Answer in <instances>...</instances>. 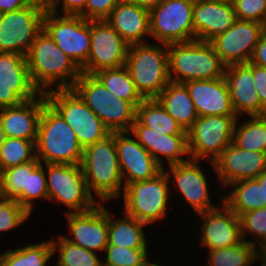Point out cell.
Returning a JSON list of instances; mask_svg holds the SVG:
<instances>
[{
  "instance_id": "1",
  "label": "cell",
  "mask_w": 266,
  "mask_h": 266,
  "mask_svg": "<svg viewBox=\"0 0 266 266\" xmlns=\"http://www.w3.org/2000/svg\"><path fill=\"white\" fill-rule=\"evenodd\" d=\"M26 61L31 81L40 93L73 88L82 73L44 29L34 40Z\"/></svg>"
},
{
  "instance_id": "2",
  "label": "cell",
  "mask_w": 266,
  "mask_h": 266,
  "mask_svg": "<svg viewBox=\"0 0 266 266\" xmlns=\"http://www.w3.org/2000/svg\"><path fill=\"white\" fill-rule=\"evenodd\" d=\"M81 167L90 194L93 196L94 191L101 203L114 200L121 196L122 191L124 192L115 132L104 140L84 148Z\"/></svg>"
},
{
  "instance_id": "3",
  "label": "cell",
  "mask_w": 266,
  "mask_h": 266,
  "mask_svg": "<svg viewBox=\"0 0 266 266\" xmlns=\"http://www.w3.org/2000/svg\"><path fill=\"white\" fill-rule=\"evenodd\" d=\"M83 150L76 133L47 102L38 124L36 158L45 164L76 165L82 162Z\"/></svg>"
},
{
  "instance_id": "4",
  "label": "cell",
  "mask_w": 266,
  "mask_h": 266,
  "mask_svg": "<svg viewBox=\"0 0 266 266\" xmlns=\"http://www.w3.org/2000/svg\"><path fill=\"white\" fill-rule=\"evenodd\" d=\"M169 76L172 82L211 80L224 77L226 66L206 41L167 45Z\"/></svg>"
},
{
  "instance_id": "5",
  "label": "cell",
  "mask_w": 266,
  "mask_h": 266,
  "mask_svg": "<svg viewBox=\"0 0 266 266\" xmlns=\"http://www.w3.org/2000/svg\"><path fill=\"white\" fill-rule=\"evenodd\" d=\"M125 67L143 99H156L171 81L166 44L129 45Z\"/></svg>"
},
{
  "instance_id": "6",
  "label": "cell",
  "mask_w": 266,
  "mask_h": 266,
  "mask_svg": "<svg viewBox=\"0 0 266 266\" xmlns=\"http://www.w3.org/2000/svg\"><path fill=\"white\" fill-rule=\"evenodd\" d=\"M73 89L111 132H128L136 120L137 107L118 98L94 75L81 73Z\"/></svg>"
},
{
  "instance_id": "7",
  "label": "cell",
  "mask_w": 266,
  "mask_h": 266,
  "mask_svg": "<svg viewBox=\"0 0 266 266\" xmlns=\"http://www.w3.org/2000/svg\"><path fill=\"white\" fill-rule=\"evenodd\" d=\"M45 96L47 102L76 133L83 149L111 135L112 132L73 88L53 89L46 92Z\"/></svg>"
},
{
  "instance_id": "8",
  "label": "cell",
  "mask_w": 266,
  "mask_h": 266,
  "mask_svg": "<svg viewBox=\"0 0 266 266\" xmlns=\"http://www.w3.org/2000/svg\"><path fill=\"white\" fill-rule=\"evenodd\" d=\"M169 179L163 169L152 179L128 184L123 192L124 213L147 225L165 218L172 189Z\"/></svg>"
},
{
  "instance_id": "9",
  "label": "cell",
  "mask_w": 266,
  "mask_h": 266,
  "mask_svg": "<svg viewBox=\"0 0 266 266\" xmlns=\"http://www.w3.org/2000/svg\"><path fill=\"white\" fill-rule=\"evenodd\" d=\"M47 5L32 1L28 6L0 14V52L27 56L37 35L43 30Z\"/></svg>"
},
{
  "instance_id": "10",
  "label": "cell",
  "mask_w": 266,
  "mask_h": 266,
  "mask_svg": "<svg viewBox=\"0 0 266 266\" xmlns=\"http://www.w3.org/2000/svg\"><path fill=\"white\" fill-rule=\"evenodd\" d=\"M48 200L65 205V213L86 212L97 203L90 194L81 164H45Z\"/></svg>"
},
{
  "instance_id": "11",
  "label": "cell",
  "mask_w": 266,
  "mask_h": 266,
  "mask_svg": "<svg viewBox=\"0 0 266 266\" xmlns=\"http://www.w3.org/2000/svg\"><path fill=\"white\" fill-rule=\"evenodd\" d=\"M194 0H164L149 10L150 34L158 43L177 44L196 40Z\"/></svg>"
},
{
  "instance_id": "12",
  "label": "cell",
  "mask_w": 266,
  "mask_h": 266,
  "mask_svg": "<svg viewBox=\"0 0 266 266\" xmlns=\"http://www.w3.org/2000/svg\"><path fill=\"white\" fill-rule=\"evenodd\" d=\"M237 116L199 117L187 131L190 159L214 162L233 142Z\"/></svg>"
},
{
  "instance_id": "13",
  "label": "cell",
  "mask_w": 266,
  "mask_h": 266,
  "mask_svg": "<svg viewBox=\"0 0 266 266\" xmlns=\"http://www.w3.org/2000/svg\"><path fill=\"white\" fill-rule=\"evenodd\" d=\"M59 15L47 9L43 19V29L81 69L89 57L91 20L80 15Z\"/></svg>"
},
{
  "instance_id": "14",
  "label": "cell",
  "mask_w": 266,
  "mask_h": 266,
  "mask_svg": "<svg viewBox=\"0 0 266 266\" xmlns=\"http://www.w3.org/2000/svg\"><path fill=\"white\" fill-rule=\"evenodd\" d=\"M129 44L106 20H91L90 52L81 72L93 75L103 69L125 66Z\"/></svg>"
},
{
  "instance_id": "15",
  "label": "cell",
  "mask_w": 266,
  "mask_h": 266,
  "mask_svg": "<svg viewBox=\"0 0 266 266\" xmlns=\"http://www.w3.org/2000/svg\"><path fill=\"white\" fill-rule=\"evenodd\" d=\"M265 30L262 23L237 19L227 31L217 35L210 43L226 67L245 64L250 61Z\"/></svg>"
},
{
  "instance_id": "16",
  "label": "cell",
  "mask_w": 266,
  "mask_h": 266,
  "mask_svg": "<svg viewBox=\"0 0 266 266\" xmlns=\"http://www.w3.org/2000/svg\"><path fill=\"white\" fill-rule=\"evenodd\" d=\"M39 94L31 81L26 57L0 52V108L20 105Z\"/></svg>"
},
{
  "instance_id": "17",
  "label": "cell",
  "mask_w": 266,
  "mask_h": 266,
  "mask_svg": "<svg viewBox=\"0 0 266 266\" xmlns=\"http://www.w3.org/2000/svg\"><path fill=\"white\" fill-rule=\"evenodd\" d=\"M129 136L131 137L129 131L115 132V145L124 187L130 183L152 179L163 170L137 139Z\"/></svg>"
},
{
  "instance_id": "18",
  "label": "cell",
  "mask_w": 266,
  "mask_h": 266,
  "mask_svg": "<svg viewBox=\"0 0 266 266\" xmlns=\"http://www.w3.org/2000/svg\"><path fill=\"white\" fill-rule=\"evenodd\" d=\"M69 232L65 235L70 243L90 251H104L108 245V210L99 201L92 210L86 212L66 213Z\"/></svg>"
},
{
  "instance_id": "19",
  "label": "cell",
  "mask_w": 266,
  "mask_h": 266,
  "mask_svg": "<svg viewBox=\"0 0 266 266\" xmlns=\"http://www.w3.org/2000/svg\"><path fill=\"white\" fill-rule=\"evenodd\" d=\"M211 164L226 188L234 182L256 179L266 170V153L245 150L232 142Z\"/></svg>"
},
{
  "instance_id": "20",
  "label": "cell",
  "mask_w": 266,
  "mask_h": 266,
  "mask_svg": "<svg viewBox=\"0 0 266 266\" xmlns=\"http://www.w3.org/2000/svg\"><path fill=\"white\" fill-rule=\"evenodd\" d=\"M198 213L202 218L200 245L208 250L228 248L242 241L239 217L224 203ZM223 211V212H222Z\"/></svg>"
},
{
  "instance_id": "21",
  "label": "cell",
  "mask_w": 266,
  "mask_h": 266,
  "mask_svg": "<svg viewBox=\"0 0 266 266\" xmlns=\"http://www.w3.org/2000/svg\"><path fill=\"white\" fill-rule=\"evenodd\" d=\"M166 174L174 178L173 182L179 194L197 213L206 212L217 206L211 202L206 174L198 164V160L189 159L186 162L169 165Z\"/></svg>"
},
{
  "instance_id": "22",
  "label": "cell",
  "mask_w": 266,
  "mask_h": 266,
  "mask_svg": "<svg viewBox=\"0 0 266 266\" xmlns=\"http://www.w3.org/2000/svg\"><path fill=\"white\" fill-rule=\"evenodd\" d=\"M129 132L132 136H135L137 141L153 156L163 169H165L162 164L163 156L167 159L168 165L183 163L190 159L187 134H161L149 127L143 126L137 119L132 124ZM182 156L185 157L182 158Z\"/></svg>"
},
{
  "instance_id": "23",
  "label": "cell",
  "mask_w": 266,
  "mask_h": 266,
  "mask_svg": "<svg viewBox=\"0 0 266 266\" xmlns=\"http://www.w3.org/2000/svg\"><path fill=\"white\" fill-rule=\"evenodd\" d=\"M232 107L239 118L244 113L265 116L266 108L261 104L254 88L252 63L230 65L224 74Z\"/></svg>"
},
{
  "instance_id": "24",
  "label": "cell",
  "mask_w": 266,
  "mask_h": 266,
  "mask_svg": "<svg viewBox=\"0 0 266 266\" xmlns=\"http://www.w3.org/2000/svg\"><path fill=\"white\" fill-rule=\"evenodd\" d=\"M47 103L45 93L14 107L0 108V124L4 137L36 140L43 106Z\"/></svg>"
},
{
  "instance_id": "25",
  "label": "cell",
  "mask_w": 266,
  "mask_h": 266,
  "mask_svg": "<svg viewBox=\"0 0 266 266\" xmlns=\"http://www.w3.org/2000/svg\"><path fill=\"white\" fill-rule=\"evenodd\" d=\"M199 117L237 116L231 103L224 77L211 80H191L184 83Z\"/></svg>"
},
{
  "instance_id": "26",
  "label": "cell",
  "mask_w": 266,
  "mask_h": 266,
  "mask_svg": "<svg viewBox=\"0 0 266 266\" xmlns=\"http://www.w3.org/2000/svg\"><path fill=\"white\" fill-rule=\"evenodd\" d=\"M237 20L233 4L194 0L193 26L196 40L210 42Z\"/></svg>"
},
{
  "instance_id": "27",
  "label": "cell",
  "mask_w": 266,
  "mask_h": 266,
  "mask_svg": "<svg viewBox=\"0 0 266 266\" xmlns=\"http://www.w3.org/2000/svg\"><path fill=\"white\" fill-rule=\"evenodd\" d=\"M129 44L147 43L145 35L151 36L149 9L121 0L105 19Z\"/></svg>"
},
{
  "instance_id": "28",
  "label": "cell",
  "mask_w": 266,
  "mask_h": 266,
  "mask_svg": "<svg viewBox=\"0 0 266 266\" xmlns=\"http://www.w3.org/2000/svg\"><path fill=\"white\" fill-rule=\"evenodd\" d=\"M156 99L185 131H188L199 118L184 83L170 81Z\"/></svg>"
},
{
  "instance_id": "29",
  "label": "cell",
  "mask_w": 266,
  "mask_h": 266,
  "mask_svg": "<svg viewBox=\"0 0 266 266\" xmlns=\"http://www.w3.org/2000/svg\"><path fill=\"white\" fill-rule=\"evenodd\" d=\"M227 188L230 192L224 195L221 202H224L238 217L245 212L266 207L263 183H259L256 179L234 182Z\"/></svg>"
},
{
  "instance_id": "30",
  "label": "cell",
  "mask_w": 266,
  "mask_h": 266,
  "mask_svg": "<svg viewBox=\"0 0 266 266\" xmlns=\"http://www.w3.org/2000/svg\"><path fill=\"white\" fill-rule=\"evenodd\" d=\"M140 222L125 213L121 219H113L108 209V245H116L130 249H148L143 227Z\"/></svg>"
},
{
  "instance_id": "31",
  "label": "cell",
  "mask_w": 266,
  "mask_h": 266,
  "mask_svg": "<svg viewBox=\"0 0 266 266\" xmlns=\"http://www.w3.org/2000/svg\"><path fill=\"white\" fill-rule=\"evenodd\" d=\"M136 119L143 126L149 127L161 134H187V131L167 113L157 99H144L137 106Z\"/></svg>"
},
{
  "instance_id": "32",
  "label": "cell",
  "mask_w": 266,
  "mask_h": 266,
  "mask_svg": "<svg viewBox=\"0 0 266 266\" xmlns=\"http://www.w3.org/2000/svg\"><path fill=\"white\" fill-rule=\"evenodd\" d=\"M51 239L2 252L1 266H47L53 256Z\"/></svg>"
},
{
  "instance_id": "33",
  "label": "cell",
  "mask_w": 266,
  "mask_h": 266,
  "mask_svg": "<svg viewBox=\"0 0 266 266\" xmlns=\"http://www.w3.org/2000/svg\"><path fill=\"white\" fill-rule=\"evenodd\" d=\"M93 75L118 98L130 101L136 107L144 100L125 66L103 69Z\"/></svg>"
},
{
  "instance_id": "34",
  "label": "cell",
  "mask_w": 266,
  "mask_h": 266,
  "mask_svg": "<svg viewBox=\"0 0 266 266\" xmlns=\"http://www.w3.org/2000/svg\"><path fill=\"white\" fill-rule=\"evenodd\" d=\"M234 127L233 143L242 149L266 153V115L251 116ZM239 125V126H238Z\"/></svg>"
},
{
  "instance_id": "35",
  "label": "cell",
  "mask_w": 266,
  "mask_h": 266,
  "mask_svg": "<svg viewBox=\"0 0 266 266\" xmlns=\"http://www.w3.org/2000/svg\"><path fill=\"white\" fill-rule=\"evenodd\" d=\"M207 252V266H252L253 262L258 259L257 248L244 240L228 248Z\"/></svg>"
},
{
  "instance_id": "36",
  "label": "cell",
  "mask_w": 266,
  "mask_h": 266,
  "mask_svg": "<svg viewBox=\"0 0 266 266\" xmlns=\"http://www.w3.org/2000/svg\"><path fill=\"white\" fill-rule=\"evenodd\" d=\"M53 253H58L55 266H103L96 252L70 243L63 235L51 239Z\"/></svg>"
},
{
  "instance_id": "37",
  "label": "cell",
  "mask_w": 266,
  "mask_h": 266,
  "mask_svg": "<svg viewBox=\"0 0 266 266\" xmlns=\"http://www.w3.org/2000/svg\"><path fill=\"white\" fill-rule=\"evenodd\" d=\"M46 171L43 163L37 158L28 162L27 190H23L15 200L30 214L33 209V201L37 199L48 200V189L46 182Z\"/></svg>"
},
{
  "instance_id": "38",
  "label": "cell",
  "mask_w": 266,
  "mask_h": 266,
  "mask_svg": "<svg viewBox=\"0 0 266 266\" xmlns=\"http://www.w3.org/2000/svg\"><path fill=\"white\" fill-rule=\"evenodd\" d=\"M35 142L36 140L4 137L0 147V172L33 161L36 158Z\"/></svg>"
},
{
  "instance_id": "39",
  "label": "cell",
  "mask_w": 266,
  "mask_h": 266,
  "mask_svg": "<svg viewBox=\"0 0 266 266\" xmlns=\"http://www.w3.org/2000/svg\"><path fill=\"white\" fill-rule=\"evenodd\" d=\"M28 162L12 166L0 172V196L15 199L23 190H27Z\"/></svg>"
},
{
  "instance_id": "40",
  "label": "cell",
  "mask_w": 266,
  "mask_h": 266,
  "mask_svg": "<svg viewBox=\"0 0 266 266\" xmlns=\"http://www.w3.org/2000/svg\"><path fill=\"white\" fill-rule=\"evenodd\" d=\"M239 220L242 240L248 241L245 237L248 233L252 234L256 238L249 240V243L256 248L266 241V207L245 212L239 216Z\"/></svg>"
},
{
  "instance_id": "41",
  "label": "cell",
  "mask_w": 266,
  "mask_h": 266,
  "mask_svg": "<svg viewBox=\"0 0 266 266\" xmlns=\"http://www.w3.org/2000/svg\"><path fill=\"white\" fill-rule=\"evenodd\" d=\"M103 266H141L147 259V249H130L116 245H107Z\"/></svg>"
},
{
  "instance_id": "42",
  "label": "cell",
  "mask_w": 266,
  "mask_h": 266,
  "mask_svg": "<svg viewBox=\"0 0 266 266\" xmlns=\"http://www.w3.org/2000/svg\"><path fill=\"white\" fill-rule=\"evenodd\" d=\"M30 216L15 199L0 196V233L17 228Z\"/></svg>"
},
{
  "instance_id": "43",
  "label": "cell",
  "mask_w": 266,
  "mask_h": 266,
  "mask_svg": "<svg viewBox=\"0 0 266 266\" xmlns=\"http://www.w3.org/2000/svg\"><path fill=\"white\" fill-rule=\"evenodd\" d=\"M233 6L238 20L255 21L265 25L266 0H235Z\"/></svg>"
},
{
  "instance_id": "44",
  "label": "cell",
  "mask_w": 266,
  "mask_h": 266,
  "mask_svg": "<svg viewBox=\"0 0 266 266\" xmlns=\"http://www.w3.org/2000/svg\"><path fill=\"white\" fill-rule=\"evenodd\" d=\"M121 0H87L79 14L87 20H105Z\"/></svg>"
},
{
  "instance_id": "45",
  "label": "cell",
  "mask_w": 266,
  "mask_h": 266,
  "mask_svg": "<svg viewBox=\"0 0 266 266\" xmlns=\"http://www.w3.org/2000/svg\"><path fill=\"white\" fill-rule=\"evenodd\" d=\"M60 3L64 15H79L85 9L87 0H53L47 7L53 13L59 14Z\"/></svg>"
},
{
  "instance_id": "46",
  "label": "cell",
  "mask_w": 266,
  "mask_h": 266,
  "mask_svg": "<svg viewBox=\"0 0 266 266\" xmlns=\"http://www.w3.org/2000/svg\"><path fill=\"white\" fill-rule=\"evenodd\" d=\"M255 92L261 104L266 108V67L252 63Z\"/></svg>"
},
{
  "instance_id": "47",
  "label": "cell",
  "mask_w": 266,
  "mask_h": 266,
  "mask_svg": "<svg viewBox=\"0 0 266 266\" xmlns=\"http://www.w3.org/2000/svg\"><path fill=\"white\" fill-rule=\"evenodd\" d=\"M249 62L266 67V30L261 35Z\"/></svg>"
},
{
  "instance_id": "48",
  "label": "cell",
  "mask_w": 266,
  "mask_h": 266,
  "mask_svg": "<svg viewBox=\"0 0 266 266\" xmlns=\"http://www.w3.org/2000/svg\"><path fill=\"white\" fill-rule=\"evenodd\" d=\"M33 0H0V14L22 9L28 6Z\"/></svg>"
},
{
  "instance_id": "49",
  "label": "cell",
  "mask_w": 266,
  "mask_h": 266,
  "mask_svg": "<svg viewBox=\"0 0 266 266\" xmlns=\"http://www.w3.org/2000/svg\"><path fill=\"white\" fill-rule=\"evenodd\" d=\"M126 1L150 10L151 8L158 6L164 0H126Z\"/></svg>"
},
{
  "instance_id": "50",
  "label": "cell",
  "mask_w": 266,
  "mask_h": 266,
  "mask_svg": "<svg viewBox=\"0 0 266 266\" xmlns=\"http://www.w3.org/2000/svg\"><path fill=\"white\" fill-rule=\"evenodd\" d=\"M257 248V257L261 261L260 265H266V241L261 243Z\"/></svg>"
},
{
  "instance_id": "51",
  "label": "cell",
  "mask_w": 266,
  "mask_h": 266,
  "mask_svg": "<svg viewBox=\"0 0 266 266\" xmlns=\"http://www.w3.org/2000/svg\"><path fill=\"white\" fill-rule=\"evenodd\" d=\"M256 180L259 183H263V187H264V191L266 192V170L264 172H262L257 178Z\"/></svg>"
},
{
  "instance_id": "52",
  "label": "cell",
  "mask_w": 266,
  "mask_h": 266,
  "mask_svg": "<svg viewBox=\"0 0 266 266\" xmlns=\"http://www.w3.org/2000/svg\"><path fill=\"white\" fill-rule=\"evenodd\" d=\"M148 258L149 257H147V259L141 264V266H162L154 262L151 263L150 261H148Z\"/></svg>"
},
{
  "instance_id": "53",
  "label": "cell",
  "mask_w": 266,
  "mask_h": 266,
  "mask_svg": "<svg viewBox=\"0 0 266 266\" xmlns=\"http://www.w3.org/2000/svg\"><path fill=\"white\" fill-rule=\"evenodd\" d=\"M212 1H217V2H221V3L233 4L235 0H212Z\"/></svg>"
},
{
  "instance_id": "54",
  "label": "cell",
  "mask_w": 266,
  "mask_h": 266,
  "mask_svg": "<svg viewBox=\"0 0 266 266\" xmlns=\"http://www.w3.org/2000/svg\"><path fill=\"white\" fill-rule=\"evenodd\" d=\"M34 1L41 2V3H43V4L48 6L53 0H34Z\"/></svg>"
},
{
  "instance_id": "55",
  "label": "cell",
  "mask_w": 266,
  "mask_h": 266,
  "mask_svg": "<svg viewBox=\"0 0 266 266\" xmlns=\"http://www.w3.org/2000/svg\"><path fill=\"white\" fill-rule=\"evenodd\" d=\"M3 132H2V128H1V124H0V147H1V144H2V141H3Z\"/></svg>"
}]
</instances>
